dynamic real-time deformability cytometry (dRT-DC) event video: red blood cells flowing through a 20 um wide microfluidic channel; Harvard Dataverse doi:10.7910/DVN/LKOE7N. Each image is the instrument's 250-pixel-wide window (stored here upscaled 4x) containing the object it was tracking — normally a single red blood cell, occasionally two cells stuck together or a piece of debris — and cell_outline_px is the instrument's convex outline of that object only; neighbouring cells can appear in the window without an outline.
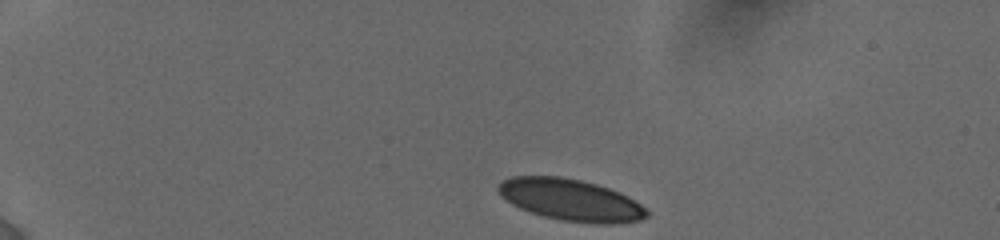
{"species": "human", "species_latin": "Homo sapiens", "temperature_condition": "cold", "stored_images_in_passage": 49, "camera_frame_rate_fps": 3000, "um_per_image_px": 0.085, "donor": {"sex": "female"}, "frame": {"image": 1, "passage_image": 1, "time_ms": 0.0, "image_size_px": [1000, 240], "cell_outline_px": [[648, 216], [640, 220], [612, 224], [596, 224], [560, 220], [544, 216], [520, 208], [512, 204], [500, 196], [496, 188], [496, 184], [512, 176], [560, 176], [580, 180], [596, 184], [620, 192], [640, 204], [648, 212]], "centroid_in_image_um": [48.48, 16.99], "position_along_channel_um": 36.5, "area_um2": 36.07}}
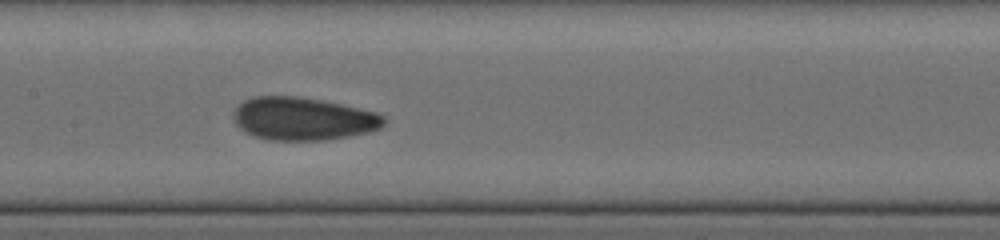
{"frame": {"image": 2, "passage_image": 24, "time_ms": 6.0, "image_size_px": [1000, 240], "cell_outline_px": [[388, 120], [380, 128], [368, 132], [328, 140], [268, 140], [244, 132], [236, 124], [232, 116], [232, 112], [244, 100], [256, 96], [296, 96], [320, 100], [340, 104], [376, 112], [384, 116]], "centroid_in_image_um": [25.75, 10.1], "position_along_channel_um": 181.6, "area_um2": 37.63}}
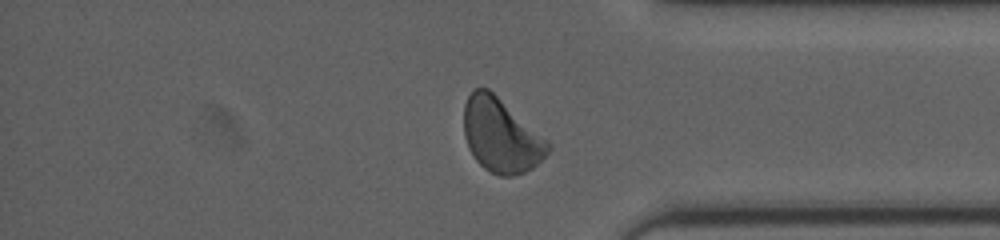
{"frame": {"image": 3, "passage_image": 39, "time_ms": 11.667, "image_size_px": [1000, 240], "cell_outline_px": [[552, 148], [532, 168], [524, 172], [512, 176], [500, 176], [484, 168], [476, 160], [468, 148], [464, 136], [464, 104], [472, 88], [488, 88], [548, 140], [552, 144]], "centroid_in_image_um": [42.57, 11.51], "position_along_channel_um": 392.6, "area_um2": 36.13}, "authors_computed_cell_mechanics": {"area_um2": 36.125, "velocity_mm_per_s": 3.8293, "shape_relaxation_time_tau1_ms": null, "shape_relaxation_time_tau2_ms": 1.1429, "deformation_change_tau1": null, "deformation_change_tau2": 0.0441}}